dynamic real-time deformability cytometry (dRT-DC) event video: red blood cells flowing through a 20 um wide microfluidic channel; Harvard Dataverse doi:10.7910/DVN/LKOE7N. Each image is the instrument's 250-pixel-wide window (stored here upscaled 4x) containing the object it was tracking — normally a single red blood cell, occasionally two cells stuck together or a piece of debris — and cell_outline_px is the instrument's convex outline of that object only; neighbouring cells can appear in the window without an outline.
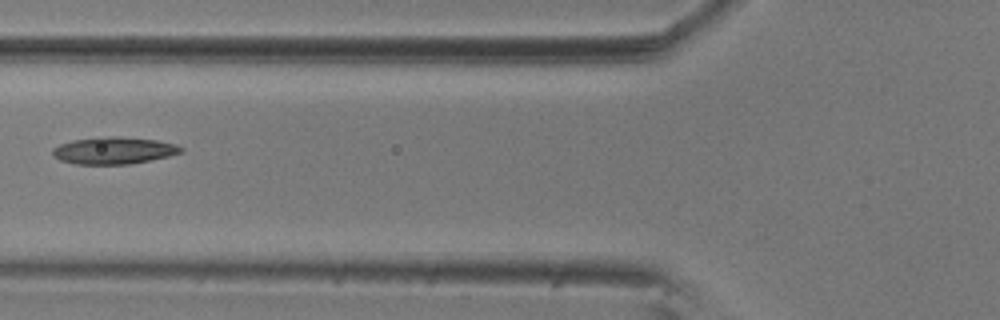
{"species": "common noctule bat (a hibernating species)", "species_latin": "Nyctalus noctula", "temperature_condition": "room temperature", "stored_images_in_passage": 9, "camera_frame_rate_fps": 3000, "um_per_image_px": 0.085, "animal": {"sex": "male", "body_mass_g": 20.5, "forearm_length_mm": 52.5}, "frame": {"image": 1, "passage_image": 6, "time_ms": 1.667, "image_size_px": [1000, 320], "cell_outline_px": [[184, 152], [168, 156], [128, 164], [76, 164], [60, 160], [52, 156], [52, 148], [60, 144], [72, 140], [100, 136], [120, 136], [156, 140], [176, 144], [184, 148]], "centroid_in_image_um": [9.65, 12.78], "position_along_channel_um": 116.1, "area_um2": 20.35}}
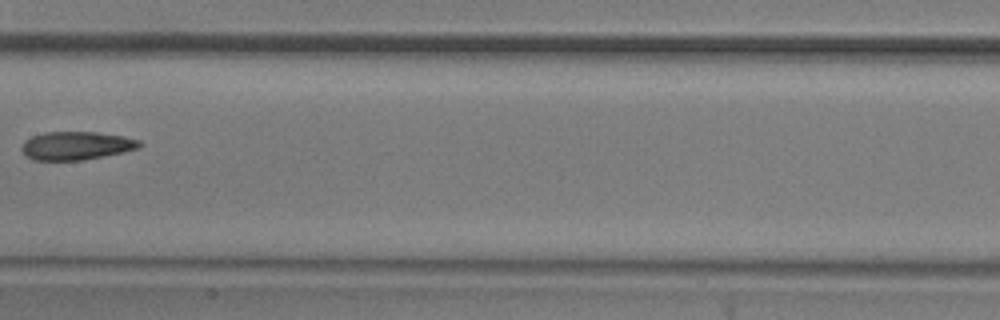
{"frame": {"image": 2, "passage_image": 8, "time_ms": 2.333, "image_size_px": [1000, 320], "cell_outline_px": [[144, 144], [140, 148], [124, 152], [84, 160], [32, 160], [20, 148], [24, 140], [32, 136], [44, 132], [96, 132], [124, 136], [140, 140]], "centroid_in_image_um": [6.52, 12.38], "position_along_channel_um": 200.9, "area_um2": 19.59}}
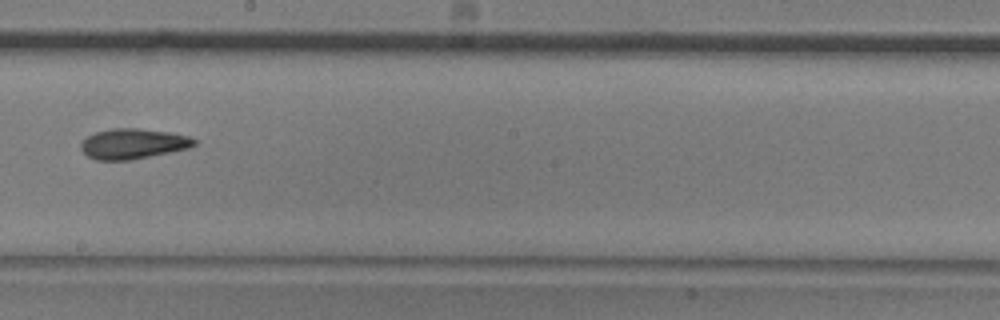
{"frame": {"image": 3, "passage_image": 9, "time_ms": 2.667, "image_size_px": [1000, 320], "cell_outline_px": [[196, 144], [188, 148], [132, 160], [96, 160], [88, 156], [80, 148], [80, 144], [88, 136], [96, 132], [112, 128], [136, 128], [172, 132], [188, 136], [196, 140]], "centroid_in_image_um": [11.31, 12.21], "position_along_channel_um": 236.9, "area_um2": 19.94}}